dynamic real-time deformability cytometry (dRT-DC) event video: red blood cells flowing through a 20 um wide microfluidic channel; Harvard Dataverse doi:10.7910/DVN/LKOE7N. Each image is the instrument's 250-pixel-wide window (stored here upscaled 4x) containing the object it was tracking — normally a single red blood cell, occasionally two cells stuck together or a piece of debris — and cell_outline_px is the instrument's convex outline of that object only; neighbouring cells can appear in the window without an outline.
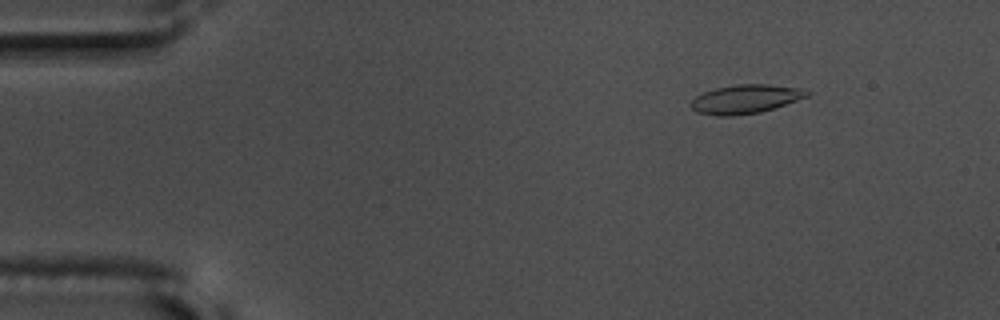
{"species": "common noctule bat (a hibernating species)", "species_latin": "Nyctalus noctula", "temperature_condition": "warm", "stored_images_in_passage": 52, "camera_frame_rate_fps": 3000, "um_per_image_px": 0.085, "animal": {"sex": "male", "body_mass_g": 17.5, "forearm_length_mm": 52.3}, "frame": {"image": 1, "passage_image": 4, "time_ms": 1.0, "image_size_px": [1000, 320], "cell_outline_px": [[812, 92], [808, 96], [760, 112], [732, 116], [716, 116], [696, 112], [688, 104], [696, 96], [704, 92], [716, 88], [736, 84], [768, 84], [800, 88]], "centroid_in_image_um": [63.33, 8.42], "position_along_channel_um": 21.7, "area_um2": 19.42}}
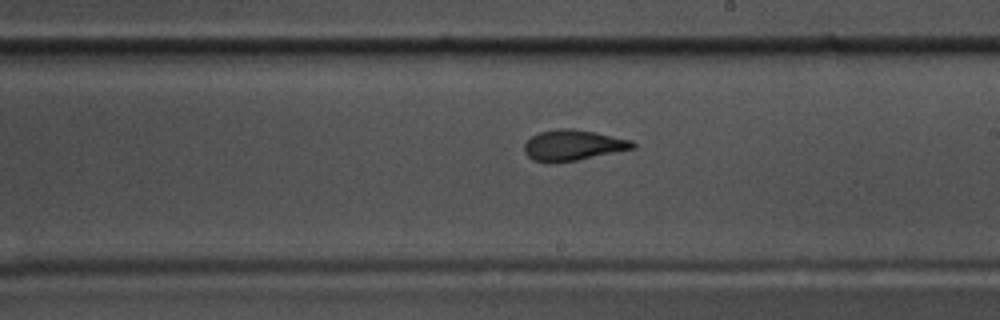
{"frame": {"image": 2, "passage_image": 29, "time_ms": 9.333, "image_size_px": [1000, 320], "cell_outline_px": [[636, 148], [576, 160], [552, 164], [532, 160], [524, 152], [524, 144], [532, 136], [540, 132], [556, 128], [572, 128], [632, 140], [636, 144]], "centroid_in_image_um": [48.67, 12.35], "position_along_channel_um": 240.3, "area_um2": 19.42}}
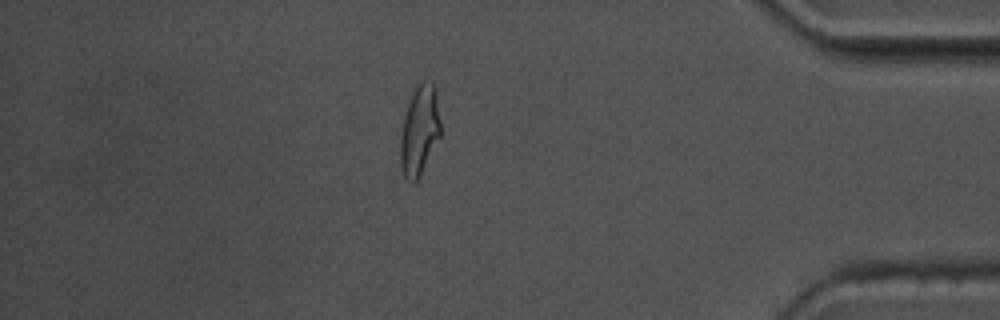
{"frame": {"image": 3, "passage_image": 45, "time_ms": 14.667, "image_size_px": [1000, 320], "cell_outline_px": [[440, 136], [416, 180], [412, 184], [404, 176], [400, 164], [400, 136], [404, 116], [412, 92], [416, 84], [424, 80], [432, 84], [436, 88], [440, 120]], "centroid_in_image_um": [35.64, 11.04], "position_along_channel_um": 399.6, "area_um2": 20.81}, "authors_computed_cell_mechanics": {"area_um2": 19.5075, "velocity_mm_per_s": 3.6577, "shape_relaxation_time_tau1_ms": 6.6074, "shape_relaxation_time_tau2_ms": 1.1092, "deformation_change_tau1": 0.2185, "deformation_change_tau2": 0.0698}}